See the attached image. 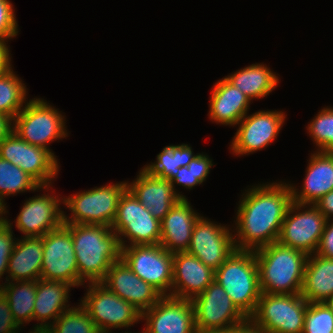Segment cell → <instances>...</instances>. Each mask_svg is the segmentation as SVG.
<instances>
[{
	"label": "cell",
	"instance_id": "1",
	"mask_svg": "<svg viewBox=\"0 0 333 333\" xmlns=\"http://www.w3.org/2000/svg\"><path fill=\"white\" fill-rule=\"evenodd\" d=\"M240 198L232 226L236 249L255 251L277 242L292 203L288 182H260L246 188Z\"/></svg>",
	"mask_w": 333,
	"mask_h": 333
},
{
	"label": "cell",
	"instance_id": "2",
	"mask_svg": "<svg viewBox=\"0 0 333 333\" xmlns=\"http://www.w3.org/2000/svg\"><path fill=\"white\" fill-rule=\"evenodd\" d=\"M70 230L79 272V286L102 282L109 267L121 259L118 235L100 224L64 223ZM84 285V286H83Z\"/></svg>",
	"mask_w": 333,
	"mask_h": 333
},
{
	"label": "cell",
	"instance_id": "3",
	"mask_svg": "<svg viewBox=\"0 0 333 333\" xmlns=\"http://www.w3.org/2000/svg\"><path fill=\"white\" fill-rule=\"evenodd\" d=\"M254 253L262 293L301 294L308 254L278 242Z\"/></svg>",
	"mask_w": 333,
	"mask_h": 333
},
{
	"label": "cell",
	"instance_id": "4",
	"mask_svg": "<svg viewBox=\"0 0 333 333\" xmlns=\"http://www.w3.org/2000/svg\"><path fill=\"white\" fill-rule=\"evenodd\" d=\"M214 280L246 317L254 313L262 294L254 251L236 250L215 270Z\"/></svg>",
	"mask_w": 333,
	"mask_h": 333
},
{
	"label": "cell",
	"instance_id": "5",
	"mask_svg": "<svg viewBox=\"0 0 333 333\" xmlns=\"http://www.w3.org/2000/svg\"><path fill=\"white\" fill-rule=\"evenodd\" d=\"M65 114L44 98L29 99L13 119L14 132L27 143L50 151V143L68 137Z\"/></svg>",
	"mask_w": 333,
	"mask_h": 333
},
{
	"label": "cell",
	"instance_id": "6",
	"mask_svg": "<svg viewBox=\"0 0 333 333\" xmlns=\"http://www.w3.org/2000/svg\"><path fill=\"white\" fill-rule=\"evenodd\" d=\"M127 189V181L109 183L100 187L63 196L64 223L100 224L111 227L121 195Z\"/></svg>",
	"mask_w": 333,
	"mask_h": 333
},
{
	"label": "cell",
	"instance_id": "7",
	"mask_svg": "<svg viewBox=\"0 0 333 333\" xmlns=\"http://www.w3.org/2000/svg\"><path fill=\"white\" fill-rule=\"evenodd\" d=\"M85 287V296L79 303L86 309L98 330H128L140 323L141 312L102 282L86 283Z\"/></svg>",
	"mask_w": 333,
	"mask_h": 333
},
{
	"label": "cell",
	"instance_id": "8",
	"mask_svg": "<svg viewBox=\"0 0 333 333\" xmlns=\"http://www.w3.org/2000/svg\"><path fill=\"white\" fill-rule=\"evenodd\" d=\"M111 227L118 235L121 248L160 244L161 221L155 218L128 188L120 197Z\"/></svg>",
	"mask_w": 333,
	"mask_h": 333
},
{
	"label": "cell",
	"instance_id": "9",
	"mask_svg": "<svg viewBox=\"0 0 333 333\" xmlns=\"http://www.w3.org/2000/svg\"><path fill=\"white\" fill-rule=\"evenodd\" d=\"M307 305L301 294L262 293L250 318L267 333H303Z\"/></svg>",
	"mask_w": 333,
	"mask_h": 333
},
{
	"label": "cell",
	"instance_id": "10",
	"mask_svg": "<svg viewBox=\"0 0 333 333\" xmlns=\"http://www.w3.org/2000/svg\"><path fill=\"white\" fill-rule=\"evenodd\" d=\"M121 259L143 281L162 296H171L173 253L157 245H131L121 248Z\"/></svg>",
	"mask_w": 333,
	"mask_h": 333
},
{
	"label": "cell",
	"instance_id": "11",
	"mask_svg": "<svg viewBox=\"0 0 333 333\" xmlns=\"http://www.w3.org/2000/svg\"><path fill=\"white\" fill-rule=\"evenodd\" d=\"M327 219L314 204L292 202L282 222L277 242L283 246L315 254Z\"/></svg>",
	"mask_w": 333,
	"mask_h": 333
},
{
	"label": "cell",
	"instance_id": "12",
	"mask_svg": "<svg viewBox=\"0 0 333 333\" xmlns=\"http://www.w3.org/2000/svg\"><path fill=\"white\" fill-rule=\"evenodd\" d=\"M287 114L282 110H258L246 114L237 124L230 141V153L246 156L265 149L275 142L285 125Z\"/></svg>",
	"mask_w": 333,
	"mask_h": 333
},
{
	"label": "cell",
	"instance_id": "13",
	"mask_svg": "<svg viewBox=\"0 0 333 333\" xmlns=\"http://www.w3.org/2000/svg\"><path fill=\"white\" fill-rule=\"evenodd\" d=\"M0 158L19 166L40 186L53 185L60 162L50 151L27 143L14 130L0 143Z\"/></svg>",
	"mask_w": 333,
	"mask_h": 333
},
{
	"label": "cell",
	"instance_id": "14",
	"mask_svg": "<svg viewBox=\"0 0 333 333\" xmlns=\"http://www.w3.org/2000/svg\"><path fill=\"white\" fill-rule=\"evenodd\" d=\"M40 278L80 287L72 234L64 224L43 236Z\"/></svg>",
	"mask_w": 333,
	"mask_h": 333
},
{
	"label": "cell",
	"instance_id": "15",
	"mask_svg": "<svg viewBox=\"0 0 333 333\" xmlns=\"http://www.w3.org/2000/svg\"><path fill=\"white\" fill-rule=\"evenodd\" d=\"M51 188L52 185L41 186L44 194L24 200L14 220L16 228L23 234L22 237L44 236L64 224V210L61 208L63 196L56 195V191L54 193Z\"/></svg>",
	"mask_w": 333,
	"mask_h": 333
},
{
	"label": "cell",
	"instance_id": "16",
	"mask_svg": "<svg viewBox=\"0 0 333 333\" xmlns=\"http://www.w3.org/2000/svg\"><path fill=\"white\" fill-rule=\"evenodd\" d=\"M232 225L211 221L203 215L194 225L187 253L196 256L214 271L237 249Z\"/></svg>",
	"mask_w": 333,
	"mask_h": 333
},
{
	"label": "cell",
	"instance_id": "17",
	"mask_svg": "<svg viewBox=\"0 0 333 333\" xmlns=\"http://www.w3.org/2000/svg\"><path fill=\"white\" fill-rule=\"evenodd\" d=\"M196 329H230L247 317L215 280L192 300Z\"/></svg>",
	"mask_w": 333,
	"mask_h": 333
},
{
	"label": "cell",
	"instance_id": "18",
	"mask_svg": "<svg viewBox=\"0 0 333 333\" xmlns=\"http://www.w3.org/2000/svg\"><path fill=\"white\" fill-rule=\"evenodd\" d=\"M144 328L140 333H195V315L191 300L162 296L141 313Z\"/></svg>",
	"mask_w": 333,
	"mask_h": 333
},
{
	"label": "cell",
	"instance_id": "19",
	"mask_svg": "<svg viewBox=\"0 0 333 333\" xmlns=\"http://www.w3.org/2000/svg\"><path fill=\"white\" fill-rule=\"evenodd\" d=\"M102 283L141 313L150 309L162 297L154 287L137 276L122 259L109 267Z\"/></svg>",
	"mask_w": 333,
	"mask_h": 333
},
{
	"label": "cell",
	"instance_id": "20",
	"mask_svg": "<svg viewBox=\"0 0 333 333\" xmlns=\"http://www.w3.org/2000/svg\"><path fill=\"white\" fill-rule=\"evenodd\" d=\"M215 271L196 256L185 252L173 253L171 296L192 300L214 281Z\"/></svg>",
	"mask_w": 333,
	"mask_h": 333
},
{
	"label": "cell",
	"instance_id": "21",
	"mask_svg": "<svg viewBox=\"0 0 333 333\" xmlns=\"http://www.w3.org/2000/svg\"><path fill=\"white\" fill-rule=\"evenodd\" d=\"M307 161L302 186L297 188L299 186L288 182L292 202L314 204L333 190V152L314 151Z\"/></svg>",
	"mask_w": 333,
	"mask_h": 333
},
{
	"label": "cell",
	"instance_id": "22",
	"mask_svg": "<svg viewBox=\"0 0 333 333\" xmlns=\"http://www.w3.org/2000/svg\"><path fill=\"white\" fill-rule=\"evenodd\" d=\"M137 174L134 180L127 181V188L155 218L161 221L171 207L182 198L167 179L153 176L143 167Z\"/></svg>",
	"mask_w": 333,
	"mask_h": 333
},
{
	"label": "cell",
	"instance_id": "23",
	"mask_svg": "<svg viewBox=\"0 0 333 333\" xmlns=\"http://www.w3.org/2000/svg\"><path fill=\"white\" fill-rule=\"evenodd\" d=\"M200 216L188 198L180 199L161 220L160 245L172 253L187 251Z\"/></svg>",
	"mask_w": 333,
	"mask_h": 333
},
{
	"label": "cell",
	"instance_id": "24",
	"mask_svg": "<svg viewBox=\"0 0 333 333\" xmlns=\"http://www.w3.org/2000/svg\"><path fill=\"white\" fill-rule=\"evenodd\" d=\"M213 85L209 100V120L216 124L236 127L249 113L251 100L224 77Z\"/></svg>",
	"mask_w": 333,
	"mask_h": 333
},
{
	"label": "cell",
	"instance_id": "25",
	"mask_svg": "<svg viewBox=\"0 0 333 333\" xmlns=\"http://www.w3.org/2000/svg\"><path fill=\"white\" fill-rule=\"evenodd\" d=\"M71 288L75 287L64 282L37 280L33 320L38 323L32 329L47 330L64 311L73 307L69 304Z\"/></svg>",
	"mask_w": 333,
	"mask_h": 333
},
{
	"label": "cell",
	"instance_id": "26",
	"mask_svg": "<svg viewBox=\"0 0 333 333\" xmlns=\"http://www.w3.org/2000/svg\"><path fill=\"white\" fill-rule=\"evenodd\" d=\"M43 260V236L17 239L8 261L7 281H35L40 279Z\"/></svg>",
	"mask_w": 333,
	"mask_h": 333
},
{
	"label": "cell",
	"instance_id": "27",
	"mask_svg": "<svg viewBox=\"0 0 333 333\" xmlns=\"http://www.w3.org/2000/svg\"><path fill=\"white\" fill-rule=\"evenodd\" d=\"M301 296L312 303H329L333 297V259L310 254Z\"/></svg>",
	"mask_w": 333,
	"mask_h": 333
},
{
	"label": "cell",
	"instance_id": "28",
	"mask_svg": "<svg viewBox=\"0 0 333 333\" xmlns=\"http://www.w3.org/2000/svg\"><path fill=\"white\" fill-rule=\"evenodd\" d=\"M279 74L264 63H255L238 69L224 78L241 90L253 102L269 96L279 84Z\"/></svg>",
	"mask_w": 333,
	"mask_h": 333
},
{
	"label": "cell",
	"instance_id": "29",
	"mask_svg": "<svg viewBox=\"0 0 333 333\" xmlns=\"http://www.w3.org/2000/svg\"><path fill=\"white\" fill-rule=\"evenodd\" d=\"M36 290L37 280L7 281L0 287V291L8 299L14 320L21 328L33 321Z\"/></svg>",
	"mask_w": 333,
	"mask_h": 333
},
{
	"label": "cell",
	"instance_id": "30",
	"mask_svg": "<svg viewBox=\"0 0 333 333\" xmlns=\"http://www.w3.org/2000/svg\"><path fill=\"white\" fill-rule=\"evenodd\" d=\"M197 154L190 144L167 145L157 154L155 162H150L143 168L153 176L171 181L177 174L178 168L188 166Z\"/></svg>",
	"mask_w": 333,
	"mask_h": 333
},
{
	"label": "cell",
	"instance_id": "31",
	"mask_svg": "<svg viewBox=\"0 0 333 333\" xmlns=\"http://www.w3.org/2000/svg\"><path fill=\"white\" fill-rule=\"evenodd\" d=\"M27 90L26 83L24 84L13 68L0 75V114L13 121L28 101Z\"/></svg>",
	"mask_w": 333,
	"mask_h": 333
},
{
	"label": "cell",
	"instance_id": "32",
	"mask_svg": "<svg viewBox=\"0 0 333 333\" xmlns=\"http://www.w3.org/2000/svg\"><path fill=\"white\" fill-rule=\"evenodd\" d=\"M30 191L40 192L41 186L19 166L0 158V201L6 206L9 196Z\"/></svg>",
	"mask_w": 333,
	"mask_h": 333
},
{
	"label": "cell",
	"instance_id": "33",
	"mask_svg": "<svg viewBox=\"0 0 333 333\" xmlns=\"http://www.w3.org/2000/svg\"><path fill=\"white\" fill-rule=\"evenodd\" d=\"M213 159L206 153H198L188 166L178 168L175 177L170 181L173 189L181 198H187L177 186H182L186 190H193L195 186L202 185L208 178L213 167Z\"/></svg>",
	"mask_w": 333,
	"mask_h": 333
},
{
	"label": "cell",
	"instance_id": "34",
	"mask_svg": "<svg viewBox=\"0 0 333 333\" xmlns=\"http://www.w3.org/2000/svg\"><path fill=\"white\" fill-rule=\"evenodd\" d=\"M64 311L47 329L48 333H97L95 323L80 304Z\"/></svg>",
	"mask_w": 333,
	"mask_h": 333
},
{
	"label": "cell",
	"instance_id": "35",
	"mask_svg": "<svg viewBox=\"0 0 333 333\" xmlns=\"http://www.w3.org/2000/svg\"><path fill=\"white\" fill-rule=\"evenodd\" d=\"M307 134L316 145L315 151L333 152V107L325 106L306 126Z\"/></svg>",
	"mask_w": 333,
	"mask_h": 333
},
{
	"label": "cell",
	"instance_id": "36",
	"mask_svg": "<svg viewBox=\"0 0 333 333\" xmlns=\"http://www.w3.org/2000/svg\"><path fill=\"white\" fill-rule=\"evenodd\" d=\"M303 333H333V307L329 303L308 302Z\"/></svg>",
	"mask_w": 333,
	"mask_h": 333
},
{
	"label": "cell",
	"instance_id": "37",
	"mask_svg": "<svg viewBox=\"0 0 333 333\" xmlns=\"http://www.w3.org/2000/svg\"><path fill=\"white\" fill-rule=\"evenodd\" d=\"M5 217L6 221L0 224V282L2 281L0 287L4 285V274L7 275L8 261L18 239L14 237L15 234L12 230L13 223L11 219H8V216Z\"/></svg>",
	"mask_w": 333,
	"mask_h": 333
},
{
	"label": "cell",
	"instance_id": "38",
	"mask_svg": "<svg viewBox=\"0 0 333 333\" xmlns=\"http://www.w3.org/2000/svg\"><path fill=\"white\" fill-rule=\"evenodd\" d=\"M14 5L10 0H0V39L11 40L19 33Z\"/></svg>",
	"mask_w": 333,
	"mask_h": 333
},
{
	"label": "cell",
	"instance_id": "39",
	"mask_svg": "<svg viewBox=\"0 0 333 333\" xmlns=\"http://www.w3.org/2000/svg\"><path fill=\"white\" fill-rule=\"evenodd\" d=\"M21 327L13 318L8 299L0 291V333H20Z\"/></svg>",
	"mask_w": 333,
	"mask_h": 333
},
{
	"label": "cell",
	"instance_id": "40",
	"mask_svg": "<svg viewBox=\"0 0 333 333\" xmlns=\"http://www.w3.org/2000/svg\"><path fill=\"white\" fill-rule=\"evenodd\" d=\"M315 254L333 259V219L326 221L323 234Z\"/></svg>",
	"mask_w": 333,
	"mask_h": 333
},
{
	"label": "cell",
	"instance_id": "41",
	"mask_svg": "<svg viewBox=\"0 0 333 333\" xmlns=\"http://www.w3.org/2000/svg\"><path fill=\"white\" fill-rule=\"evenodd\" d=\"M12 56L8 45V40L0 39V75L12 69Z\"/></svg>",
	"mask_w": 333,
	"mask_h": 333
},
{
	"label": "cell",
	"instance_id": "42",
	"mask_svg": "<svg viewBox=\"0 0 333 333\" xmlns=\"http://www.w3.org/2000/svg\"><path fill=\"white\" fill-rule=\"evenodd\" d=\"M230 333H267L261 326L256 324L250 317L230 328Z\"/></svg>",
	"mask_w": 333,
	"mask_h": 333
},
{
	"label": "cell",
	"instance_id": "43",
	"mask_svg": "<svg viewBox=\"0 0 333 333\" xmlns=\"http://www.w3.org/2000/svg\"><path fill=\"white\" fill-rule=\"evenodd\" d=\"M327 220L333 219V190L314 203Z\"/></svg>",
	"mask_w": 333,
	"mask_h": 333
},
{
	"label": "cell",
	"instance_id": "44",
	"mask_svg": "<svg viewBox=\"0 0 333 333\" xmlns=\"http://www.w3.org/2000/svg\"><path fill=\"white\" fill-rule=\"evenodd\" d=\"M12 128L13 121L9 117L0 114V143L12 131Z\"/></svg>",
	"mask_w": 333,
	"mask_h": 333
},
{
	"label": "cell",
	"instance_id": "45",
	"mask_svg": "<svg viewBox=\"0 0 333 333\" xmlns=\"http://www.w3.org/2000/svg\"><path fill=\"white\" fill-rule=\"evenodd\" d=\"M8 206H5L1 201H0V224L6 221V216L8 212L7 210ZM4 215V216H3Z\"/></svg>",
	"mask_w": 333,
	"mask_h": 333
},
{
	"label": "cell",
	"instance_id": "46",
	"mask_svg": "<svg viewBox=\"0 0 333 333\" xmlns=\"http://www.w3.org/2000/svg\"><path fill=\"white\" fill-rule=\"evenodd\" d=\"M195 333H230V329H212V330L196 329Z\"/></svg>",
	"mask_w": 333,
	"mask_h": 333
},
{
	"label": "cell",
	"instance_id": "47",
	"mask_svg": "<svg viewBox=\"0 0 333 333\" xmlns=\"http://www.w3.org/2000/svg\"><path fill=\"white\" fill-rule=\"evenodd\" d=\"M113 330H99L97 333H115L114 331L112 332ZM117 333H119V332H117ZM121 333H140V332H132V331H130V332H126V330H125V332H121Z\"/></svg>",
	"mask_w": 333,
	"mask_h": 333
},
{
	"label": "cell",
	"instance_id": "48",
	"mask_svg": "<svg viewBox=\"0 0 333 333\" xmlns=\"http://www.w3.org/2000/svg\"><path fill=\"white\" fill-rule=\"evenodd\" d=\"M30 330L28 333H48L47 330H40V329H30Z\"/></svg>",
	"mask_w": 333,
	"mask_h": 333
},
{
	"label": "cell",
	"instance_id": "49",
	"mask_svg": "<svg viewBox=\"0 0 333 333\" xmlns=\"http://www.w3.org/2000/svg\"><path fill=\"white\" fill-rule=\"evenodd\" d=\"M329 304L333 307V297H332L331 301L329 302Z\"/></svg>",
	"mask_w": 333,
	"mask_h": 333
}]
</instances>
